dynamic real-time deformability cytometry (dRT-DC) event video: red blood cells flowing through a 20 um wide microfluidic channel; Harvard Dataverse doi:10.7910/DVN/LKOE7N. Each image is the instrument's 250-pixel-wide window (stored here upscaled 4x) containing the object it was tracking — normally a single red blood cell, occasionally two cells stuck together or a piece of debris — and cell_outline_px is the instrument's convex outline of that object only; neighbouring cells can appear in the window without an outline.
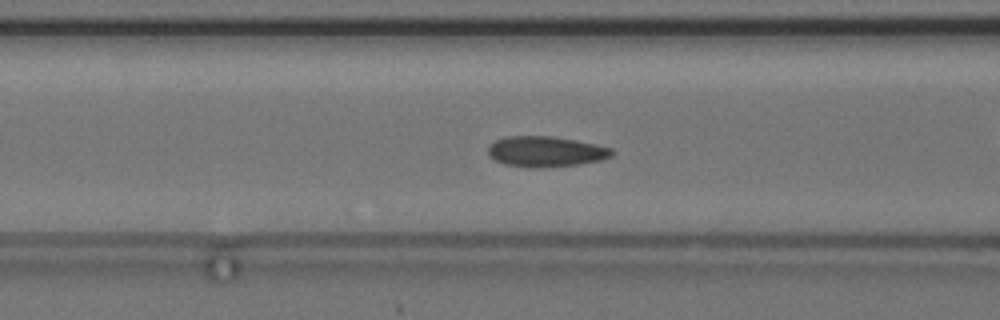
{"species": "common noctule bat (a hibernating species)", "species_latin": "Nyctalus noctula", "temperature_condition": "cold", "stored_images_in_passage": 49, "camera_frame_rate_fps": 3000, "um_per_image_px": 0.085, "animal": {"sex": "female", "body_mass_g": 24.6, "forearm_length_mm": 56.2}, "frame": {"image": 1, "passage_image": 15, "time_ms": 4.667, "image_size_px": [1000, 320], "cell_outline_px": [[616, 152], [612, 156], [600, 160], [580, 164], [544, 168], [528, 168], [504, 164], [488, 156], [488, 148], [496, 140], [508, 136], [552, 136], [576, 140], [596, 144], [612, 148]], "centroid_in_image_um": [46.41, 12.89], "position_along_channel_um": 120.2, "area_um2": 22.25}, "authors_computed_cell_mechanics": {"area_um2": 21.7906, "velocity_mm_per_s": 3.6566, "shape_relaxation_time_tau1_ms": 7.36, "shape_relaxation_time_tau2_ms": 4.4665, "deformation_change_tau1": 0.1279, "deformation_change_tau2": 0.0904}}